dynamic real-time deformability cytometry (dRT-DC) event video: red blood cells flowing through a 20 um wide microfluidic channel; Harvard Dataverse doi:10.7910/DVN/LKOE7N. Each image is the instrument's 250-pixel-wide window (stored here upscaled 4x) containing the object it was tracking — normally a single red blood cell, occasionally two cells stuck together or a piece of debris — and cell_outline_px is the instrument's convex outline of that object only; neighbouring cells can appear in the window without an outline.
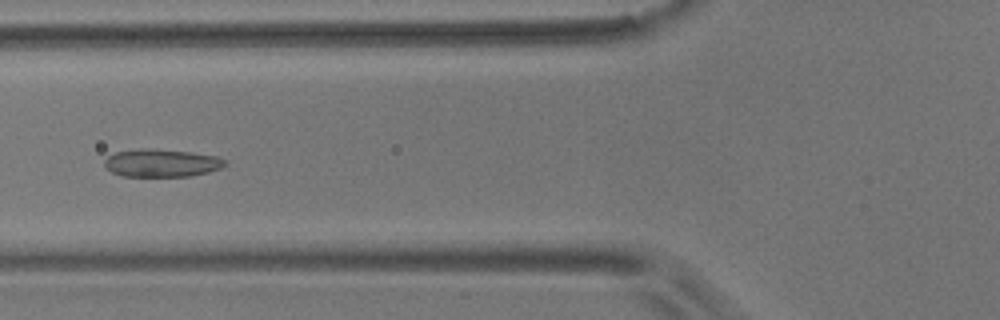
{"species": "common noctule bat (a hibernating species)", "species_latin": "Nyctalus noctula", "temperature_condition": "room temperature", "stored_images_in_passage": 57, "camera_frame_rate_fps": 3000, "um_per_image_px": 0.085, "animal": {"sex": "male", "body_mass_g": 17.9}, "frame": {"image": 1, "passage_image": 22, "time_ms": 7.0, "image_size_px": [1000, 320], "cell_outline_px": [[228, 164], [220, 168], [208, 172], [192, 176], [120, 176], [112, 172], [104, 164], [104, 160], [108, 156], [116, 152], [144, 148], [148, 148], [192, 152], [216, 156], [228, 160]], "centroid_in_image_um": [13.77, 13.85], "position_along_channel_um": 112.0, "area_um2": 19.59}}
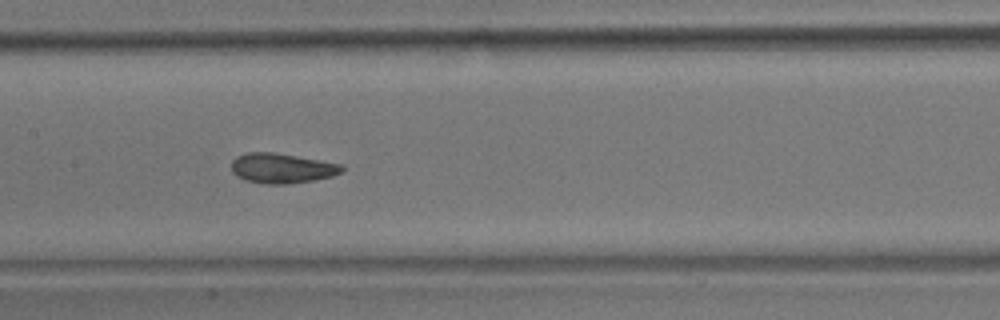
{"frame": {"image": 2, "passage_image": 28, "time_ms": 9.0, "image_size_px": [1000, 320], "cell_outline_px": [[344, 168], [340, 172], [332, 176], [316, 180], [288, 184], [264, 184], [244, 180], [236, 176], [232, 172], [232, 160], [236, 156], [248, 152], [272, 152], [344, 164]], "centroid_in_image_um": [23.95, 14.3], "position_along_channel_um": 183.5, "area_um2": 19.42}}
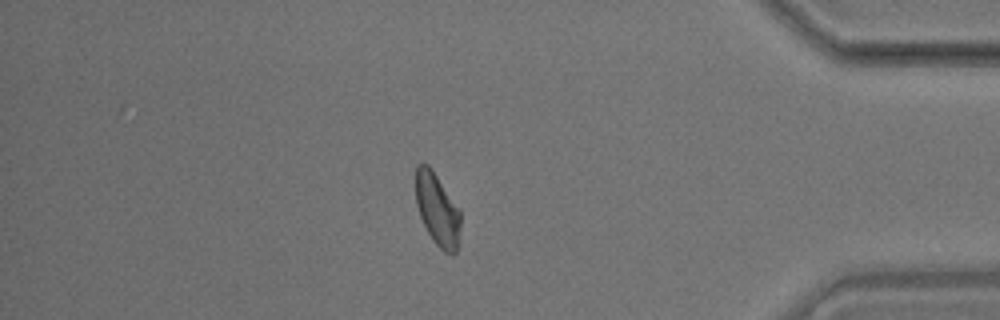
{"frame": {"image": 3, "passage_image": 49, "time_ms": 16.0, "image_size_px": [1000, 320], "cell_outline_px": [[460, 228], [456, 252], [452, 256], [444, 252], [432, 240], [420, 216], [416, 204], [416, 164], [428, 164], [432, 168], [460, 208]], "centroid_in_image_um": [37.19, 17.8], "position_along_channel_um": 398.0, "area_um2": 19.07}, "authors_computed_cell_mechanics": {"area_um2": 19.4208, "velocity_mm_per_s": 3.5542, "shape_relaxation_time_tau1_ms": null, "shape_relaxation_time_tau2_ms": 1.8874, "deformation_change_tau1": null, "deformation_change_tau2": 0.0763}}